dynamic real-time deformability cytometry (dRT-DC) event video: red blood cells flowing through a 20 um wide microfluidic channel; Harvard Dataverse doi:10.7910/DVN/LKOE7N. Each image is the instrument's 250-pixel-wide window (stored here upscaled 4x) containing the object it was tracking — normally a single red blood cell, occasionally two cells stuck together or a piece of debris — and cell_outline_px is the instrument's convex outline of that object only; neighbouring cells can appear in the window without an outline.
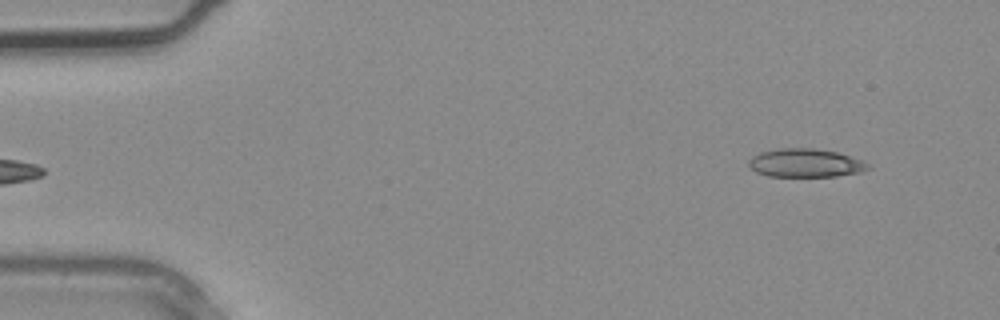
{"species": "common noctule bat (a hibernating species)", "species_latin": "Nyctalus noctula", "temperature_condition": "warm", "stored_images_in_passage": 3, "camera_frame_rate_fps": 3000, "um_per_image_px": 0.085, "animal": {"sex": "male", "body_mass_g": 20.4}, "frame": {"image": 1, "passage_image": 3, "time_ms": 0.667, "image_size_px": [1000, 320], "cell_outline_px": [[872, 168], [860, 172], [836, 176], [768, 176], [756, 172], [748, 164], [748, 160], [752, 156], [760, 152], [780, 148], [816, 148], [836, 152], [864, 160]], "centroid_in_image_um": [68.47, 13.85], "position_along_channel_um": 16.5, "area_um2": 19.83}}